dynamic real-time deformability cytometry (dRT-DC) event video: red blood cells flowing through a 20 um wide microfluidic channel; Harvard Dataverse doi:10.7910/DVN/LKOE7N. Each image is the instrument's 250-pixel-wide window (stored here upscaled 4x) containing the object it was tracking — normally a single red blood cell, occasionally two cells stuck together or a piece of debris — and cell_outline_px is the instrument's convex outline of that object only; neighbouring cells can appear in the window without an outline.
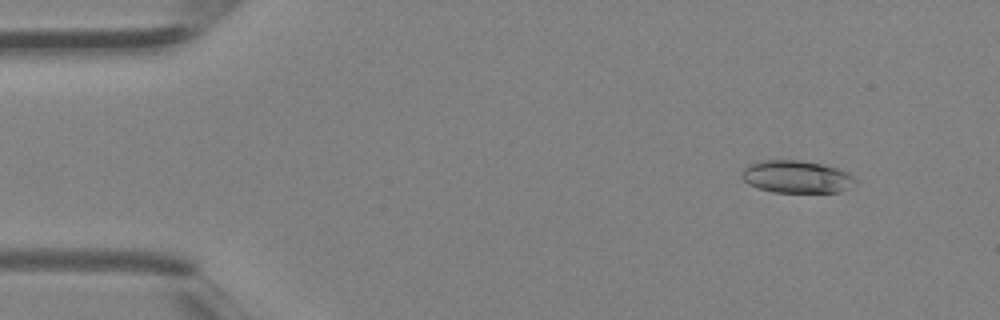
{"species": "Egyptian fruit bat (a non-hibernating species)", "species_latin": "Rousettus aegyptiacus", "temperature_condition": "room temperature", "stored_images_in_passage": 4, "camera_frame_rate_fps": 3000, "um_per_image_px": 0.085, "animal": {"sex": "female"}, "frame": {"image": 1, "passage_image": 2, "time_ms": 0.333, "image_size_px": [1000, 320], "cell_outline_px": [[856, 184], [840, 192], [772, 192], [748, 184], [740, 176], [740, 172], [748, 164], [756, 160], [800, 160], [820, 164], [836, 168], [848, 172], [856, 180]], "centroid_in_image_um": [67.67, 15.02], "position_along_channel_um": 17.3, "area_um2": 21.62}}
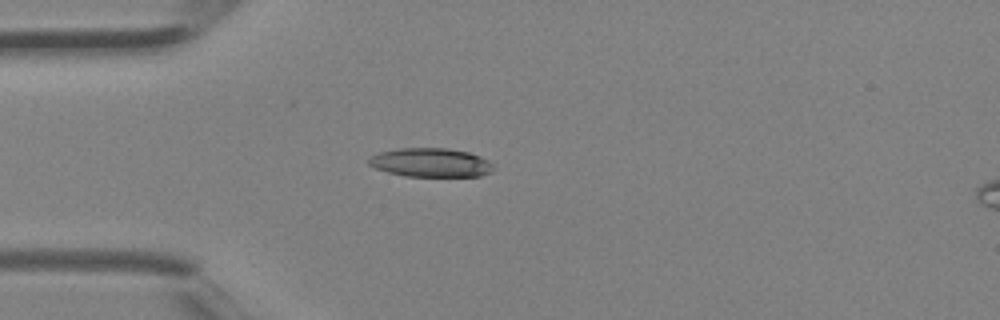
{"frame": {"image": 2, "passage_image": 4, "time_ms": 1.0, "image_size_px": [1000, 320], "cell_outline_px": [[496, 168], [492, 172], [480, 176], [404, 176], [388, 172], [376, 168], [368, 164], [368, 160], [372, 156], [380, 152], [400, 148], [448, 148], [468, 152], [480, 156], [488, 160]], "centroid_in_image_um": [36.65, 13.82], "position_along_channel_um": 48.3, "area_um2": 20.98}}